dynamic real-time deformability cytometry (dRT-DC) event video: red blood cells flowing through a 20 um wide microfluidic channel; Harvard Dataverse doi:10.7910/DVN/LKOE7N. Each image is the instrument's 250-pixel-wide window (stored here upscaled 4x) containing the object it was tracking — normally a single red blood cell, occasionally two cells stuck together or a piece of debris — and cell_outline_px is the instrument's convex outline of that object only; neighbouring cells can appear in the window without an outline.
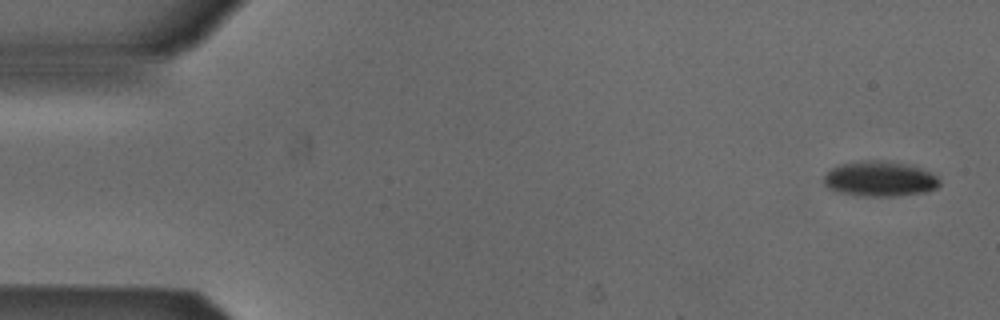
{"species": "Egyptian fruit bat (a non-hibernating species)", "species_latin": "Rousettus aegyptiacus", "temperature_condition": "cold", "stored_images_in_passage": 51, "camera_frame_rate_fps": 3000, "um_per_image_px": 0.085, "animal": {"sex": "male"}, "frame": {"image": 1, "passage_image": 1, "time_ms": 0.0, "image_size_px": [1000, 320], "cell_outline_px": [[940, 184], [936, 188], [928, 192], [896, 196], [856, 196], [840, 192], [828, 188], [824, 184], [824, 176], [832, 168], [840, 164], [864, 160], [880, 160], [904, 164], [920, 168], [932, 172], [940, 180]], "centroid_in_image_um": [74.79, 15.21], "position_along_channel_um": 10.2, "area_um2": 23.81}}
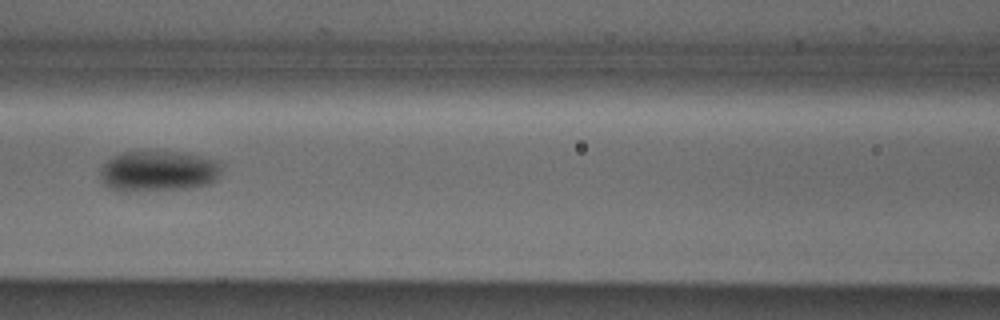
{"frame": {"image": 2, "passage_image": 22, "time_ms": 7.0, "image_size_px": [1000, 320], "cell_outline_px": [[224, 164], [216, 180], [208, 184], [192, 188], [128, 192], [116, 192], [108, 188], [100, 180], [100, 168], [112, 156], [120, 152], [188, 152], [216, 160]], "centroid_in_image_um": [13.44, 14.56], "position_along_channel_um": 153.2, "area_um2": 29.54}}
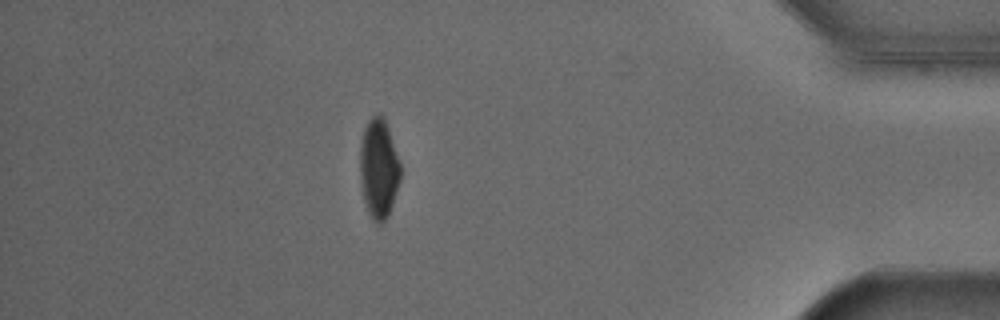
{"frame": {"image": 3, "passage_image": 45, "time_ms": 14.667, "image_size_px": [1000, 320], "cell_outline_px": [[400, 180], [388, 216], [380, 224], [372, 220], [368, 212], [364, 200], [360, 176], [360, 148], [364, 128], [368, 120], [376, 112], [380, 112], [384, 116], [400, 164]], "centroid_in_image_um": [32.18, 14.29], "position_along_channel_um": 403.0, "area_um2": 23.35}, "authors_computed_cell_mechanics": {"area_um2": 25.432, "velocity_mm_per_s": 3.8703, "shape_relaxation_time_tau1_ms": 2.801, "shape_relaxation_time_tau2_ms": null, "deformation_change_tau1": 0.1113, "deformation_change_tau2": null}}